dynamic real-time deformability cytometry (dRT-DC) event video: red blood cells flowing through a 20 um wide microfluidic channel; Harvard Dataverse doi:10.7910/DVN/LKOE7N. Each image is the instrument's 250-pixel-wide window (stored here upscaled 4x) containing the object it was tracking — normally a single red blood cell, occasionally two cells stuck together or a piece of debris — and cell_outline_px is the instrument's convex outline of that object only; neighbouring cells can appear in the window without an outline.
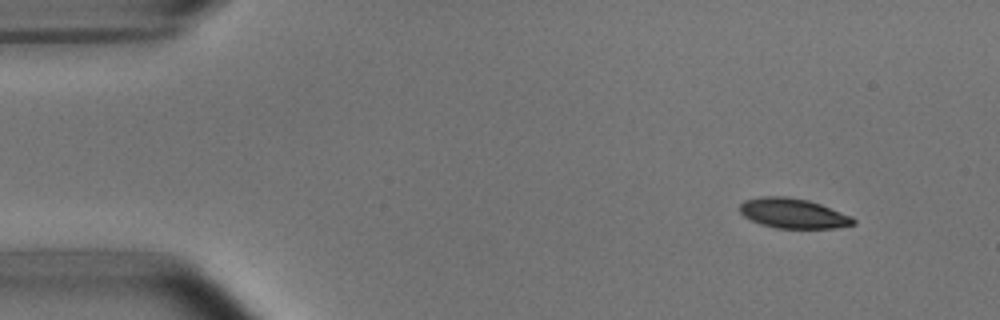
{"species": "common noctule bat (a hibernating species)", "species_latin": "Nyctalus noctula", "temperature_condition": "room temperature", "stored_images_in_passage": 4, "camera_frame_rate_fps": 3000, "um_per_image_px": 0.085, "animal": {"sex": "male", "body_mass_g": 15.6}, "frame": {"image": 1, "passage_image": 1, "time_ms": 0.0, "image_size_px": [1000, 320], "cell_outline_px": [[856, 224], [836, 228], [776, 228], [752, 220], [744, 216], [740, 212], [740, 204], [744, 200], [764, 196], [788, 196], [808, 200], [820, 204], [852, 216], [856, 220]], "centroid_in_image_um": [67.45, 18.13], "position_along_channel_um": 17.6, "area_um2": 19.71}}
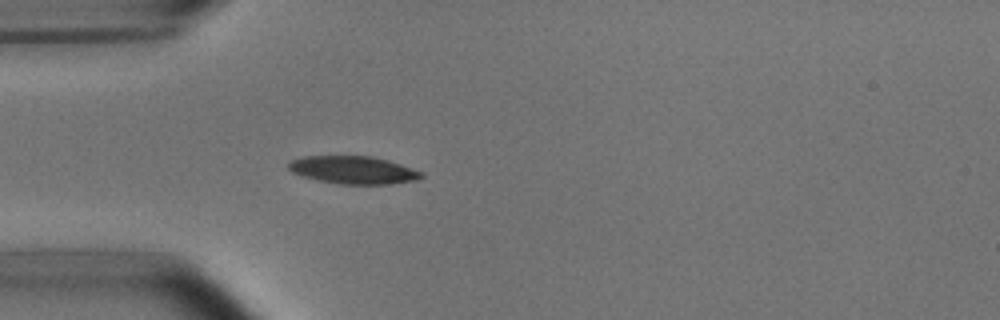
{"frame": {"image": 2, "passage_image": 4, "time_ms": 3.333, "image_size_px": [1000, 320], "cell_outline_px": [[424, 176], [416, 180], [388, 184], [340, 184], [316, 180], [292, 172], [288, 168], [288, 164], [292, 160], [304, 156], [372, 156], [388, 160], [424, 172]], "centroid_in_image_um": [30.05, 14.45], "position_along_channel_um": 55.0, "area_um2": 21.44}}